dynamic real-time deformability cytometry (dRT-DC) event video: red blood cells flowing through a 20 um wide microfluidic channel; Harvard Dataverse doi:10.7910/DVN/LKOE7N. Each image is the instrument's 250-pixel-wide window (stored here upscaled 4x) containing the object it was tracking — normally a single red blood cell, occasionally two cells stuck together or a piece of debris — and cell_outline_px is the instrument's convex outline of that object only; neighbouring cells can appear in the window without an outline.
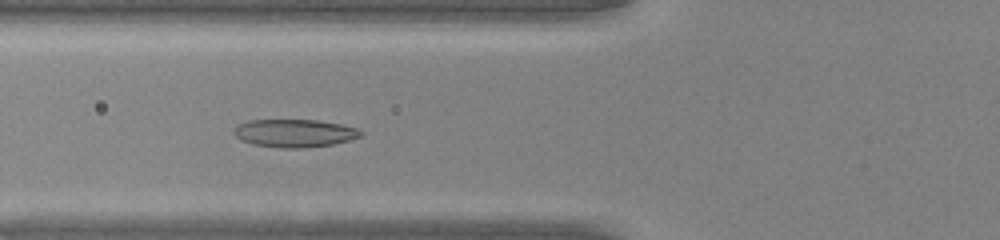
{"species": "common noctule bat (a hibernating species)", "species_latin": "Nyctalus noctula", "temperature_condition": "warm", "stored_images_in_passage": 33, "camera_frame_rate_fps": 3000, "um_per_image_px": 0.085, "animal": {"sex": "male", "body_mass_g": 20.0, "forearm_length_mm": 53.3}, "frame": {"image": 1, "passage_image": 5, "time_ms": 1.333, "image_size_px": [1000, 240], "cell_outline_px": [[364, 132], [360, 136], [348, 140], [332, 144], [300, 148], [280, 148], [252, 144], [240, 140], [232, 132], [236, 124], [248, 120], [316, 120], [340, 124], [356, 128]], "centroid_in_image_um": [24.97, 11.31], "position_along_channel_um": 100.8, "area_um2": 20.63}}
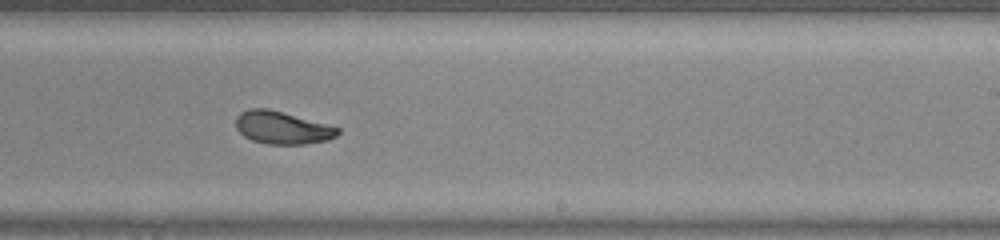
{"frame": {"image": 2, "passage_image": 16, "time_ms": 5.0, "image_size_px": [1000, 240], "cell_outline_px": [[340, 132], [336, 136], [328, 140], [304, 144], [268, 144], [252, 140], [244, 136], [236, 128], [236, 116], [240, 112], [248, 108], [268, 108], [340, 128]], "centroid_in_image_um": [23.96, 10.85], "position_along_channel_um": 265.0, "area_um2": 19.31}}
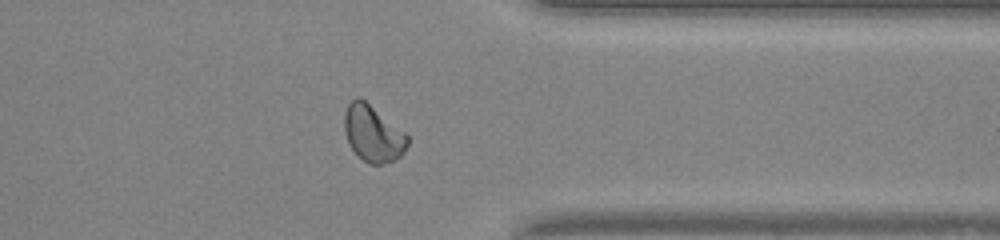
{"frame": {"image": 3, "passage_image": 24, "time_ms": 7.667, "image_size_px": [1000, 240], "cell_outline_px": [[408, 144], [404, 152], [396, 160], [380, 164], [368, 164], [348, 144], [344, 132], [344, 112], [348, 104], [356, 96], [360, 96], [404, 132], [408, 136]], "centroid_in_image_um": [31.68, 11.34], "position_along_channel_um": 379.7, "area_um2": 20.69}}